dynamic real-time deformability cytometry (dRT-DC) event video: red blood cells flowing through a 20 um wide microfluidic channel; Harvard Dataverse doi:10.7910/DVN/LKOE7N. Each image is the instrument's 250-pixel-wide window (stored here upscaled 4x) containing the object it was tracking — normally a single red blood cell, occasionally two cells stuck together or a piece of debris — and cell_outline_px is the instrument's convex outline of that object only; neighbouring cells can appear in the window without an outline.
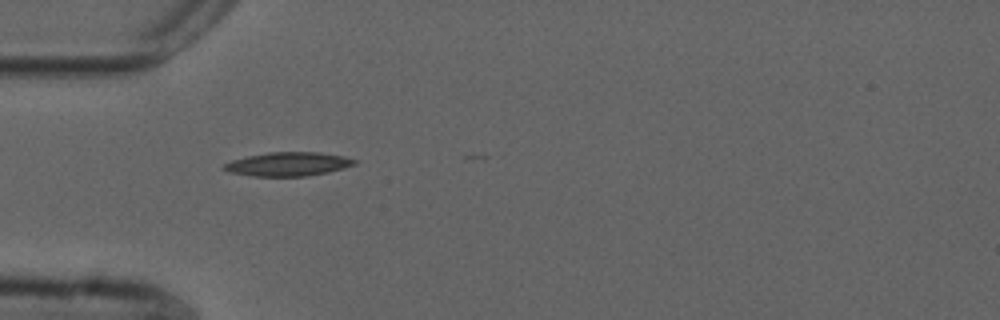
{"species": "common noctule bat (a hibernating species)", "species_latin": "Nyctalus noctula", "temperature_condition": "cold", "stored_images_in_passage": 11, "camera_frame_rate_fps": 3000, "um_per_image_px": 0.085, "animal": {"sex": "male", "forearm_length_mm": 52.5}, "frame": {"image": 1, "passage_image": 1, "time_ms": 0.0, "image_size_px": [1000, 320], "cell_outline_px": [[356, 164], [344, 168], [328, 172], [304, 176], [252, 176], [232, 172], [224, 168], [224, 164], [232, 160], [248, 156], [268, 152], [320, 152], [344, 156], [356, 160]], "centroid_in_image_um": [24.53, 13.94], "position_along_channel_um": 60.5, "area_um2": 17.92}}
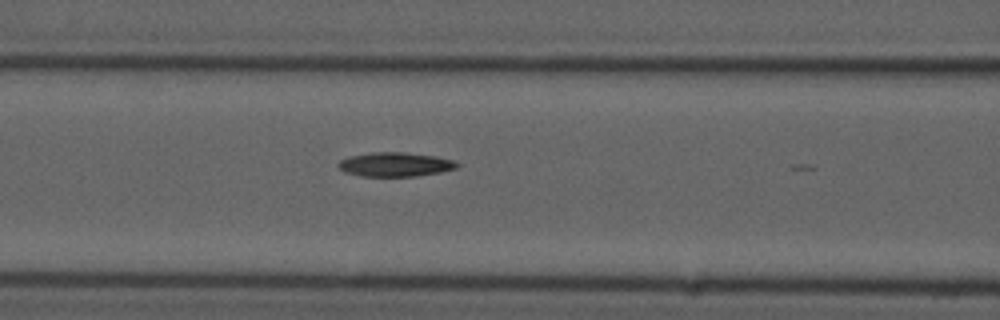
{"frame": {"image": 2, "passage_image": 7, "time_ms": 2.0, "image_size_px": [1000, 320], "cell_outline_px": [[460, 164], [456, 168], [440, 172], [416, 176], [360, 176], [344, 172], [336, 164], [340, 160], [348, 156], [372, 152], [404, 152], [436, 156], [452, 160]], "centroid_in_image_um": [33.56, 13.97], "position_along_channel_um": 133.0, "area_um2": 16.76}}
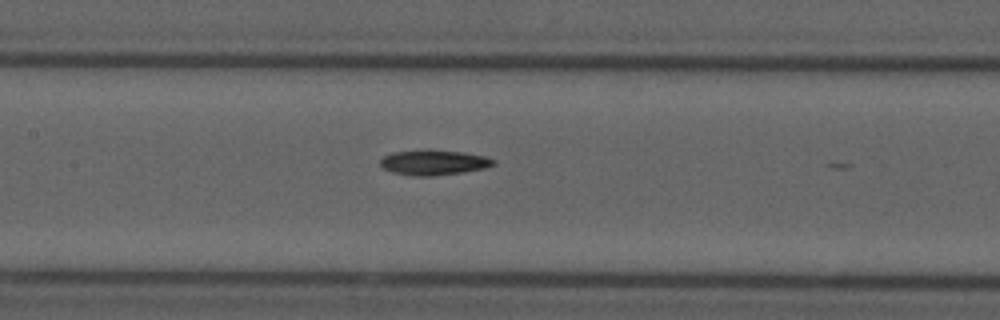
{"frame": {"image": 3, "passage_image": 10, "time_ms": 3.0, "image_size_px": [1000, 320], "cell_outline_px": [[496, 164], [484, 168], [464, 172], [432, 176], [412, 176], [392, 172], [384, 168], [380, 164], [380, 160], [384, 156], [392, 152], [428, 148], [464, 152], [484, 156], [496, 160]], "centroid_in_image_um": [36.86, 13.79], "position_along_channel_um": 170.5, "area_um2": 16.94}}